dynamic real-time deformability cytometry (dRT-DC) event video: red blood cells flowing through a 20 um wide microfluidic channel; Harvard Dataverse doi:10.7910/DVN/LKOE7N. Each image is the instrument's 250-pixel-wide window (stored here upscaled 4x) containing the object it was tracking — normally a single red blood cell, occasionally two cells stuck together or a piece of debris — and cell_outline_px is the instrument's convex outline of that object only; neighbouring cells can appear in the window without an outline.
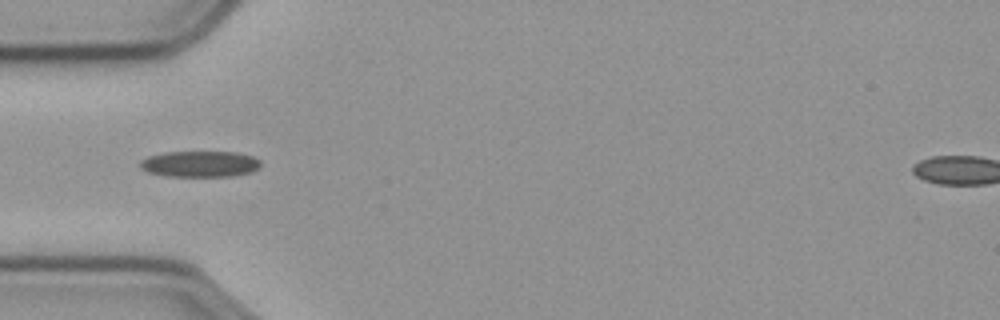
{"species": "common noctule bat (a hibernating species)", "species_latin": "Nyctalus noctula", "temperature_condition": "cold", "stored_images_in_passage": 11, "camera_frame_rate_fps": 3000, "um_per_image_px": 0.085, "animal": {"sex": "male", "body_mass_g": 23.1, "forearm_length_mm": 52.7}, "frame": {"image": 1, "passage_image": 4, "time_ms": 1.0, "image_size_px": [1000, 320], "cell_outline_px": [[260, 168], [252, 172], [232, 176], [168, 176], [148, 172], [140, 164], [140, 160], [148, 156], [164, 152], [236, 152], [252, 156], [260, 160]], "centroid_in_image_um": [17.03, 13.93], "position_along_channel_um": 68.0, "area_um2": 18.26}}
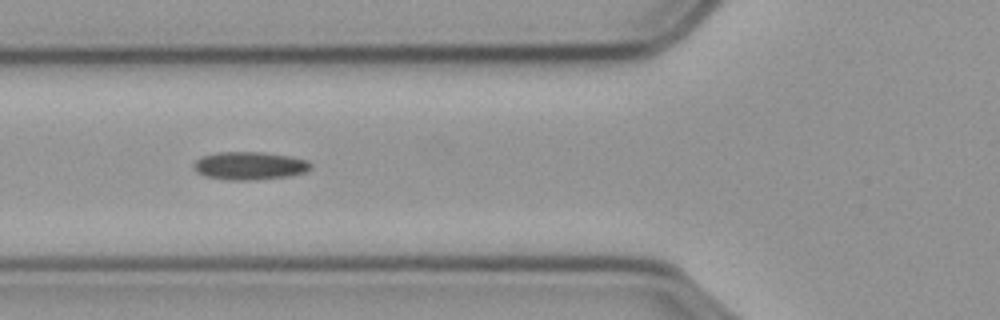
{"frame": {"image": 2, "passage_image": 7, "time_ms": 2.0, "image_size_px": [1000, 320], "cell_outline_px": [[312, 168], [308, 172], [288, 176], [248, 180], [228, 180], [208, 176], [200, 172], [192, 164], [200, 156], [216, 152], [260, 152], [288, 156], [308, 160], [312, 164]], "centroid_in_image_um": [21.26, 14.08], "position_along_channel_um": 104.5, "area_um2": 18.96}}